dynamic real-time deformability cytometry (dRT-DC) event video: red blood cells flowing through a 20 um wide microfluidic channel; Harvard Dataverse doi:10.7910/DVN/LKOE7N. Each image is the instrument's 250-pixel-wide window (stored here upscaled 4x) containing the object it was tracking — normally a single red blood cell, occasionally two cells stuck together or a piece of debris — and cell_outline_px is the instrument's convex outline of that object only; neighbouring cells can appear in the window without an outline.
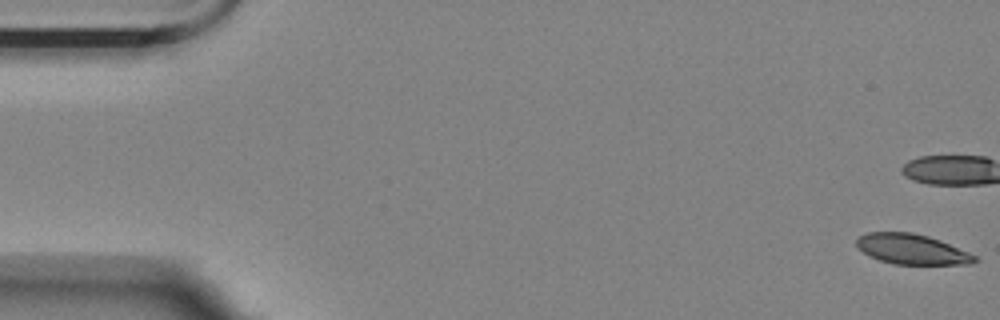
{"species": "Egyptian fruit bat (a non-hibernating species)", "species_latin": "Rousettus aegyptiacus", "temperature_condition": "room temperature", "stored_images_in_passage": 57, "camera_frame_rate_fps": 3000, "um_per_image_px": 0.085, "animal": {"sex": "female"}, "frame": {"image": 1, "passage_image": 1, "time_ms": 0.0, "image_size_px": [1000, 320], "cell_outline_px": [[980, 260], [972, 264], [892, 264], [880, 260], [856, 248], [856, 240], [860, 236], [868, 232], [912, 232], [928, 236], [940, 240], [968, 252], [976, 256]], "centroid_in_image_um": [77.52, 21.18], "position_along_channel_um": 7.5, "area_um2": 20.75}}
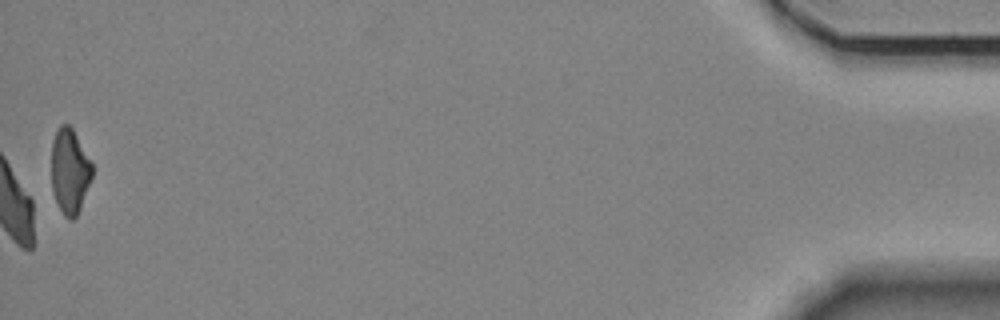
{"frame": {"image": 2, "passage_image": 57, "time_ms": 18.667, "image_size_px": [1000, 320], "cell_outline_px": [[92, 176], [80, 208], [76, 216], [72, 220], [64, 216], [52, 192], [52, 140], [60, 124], [68, 124], [72, 128], [92, 164]], "centroid_in_image_um": [5.91, 14.54], "position_along_channel_um": 429.3, "area_um2": 19.83}, "authors_computed_cell_mechanics": {"area_um2": 23.1778, "velocity_mm_per_s": 3.5638, "shape_relaxation_time_tau1_ms": null, "shape_relaxation_time_tau2_ms": 4.0462, "deformation_change_tau1": null, "deformation_change_tau2": 0.0866}}